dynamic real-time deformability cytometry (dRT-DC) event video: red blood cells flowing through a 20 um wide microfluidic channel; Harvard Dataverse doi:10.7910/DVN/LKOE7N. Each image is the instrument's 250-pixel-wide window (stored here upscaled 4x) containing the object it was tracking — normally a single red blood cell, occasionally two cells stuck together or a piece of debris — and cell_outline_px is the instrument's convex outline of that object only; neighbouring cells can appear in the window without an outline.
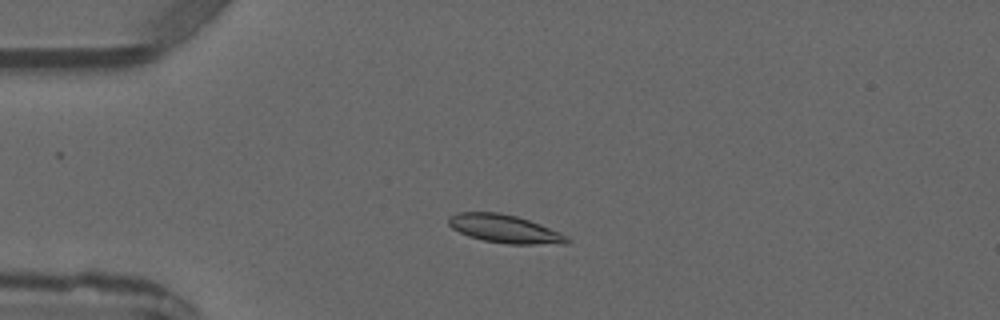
{"species": "common noctule bat (a hibernating species)", "species_latin": "Nyctalus noctula", "temperature_condition": "warm", "stored_images_in_passage": 4, "camera_frame_rate_fps": 3000, "um_per_image_px": 0.085, "animal": {"sex": "male", "forearm_length_mm": 52.5}, "frame": {"image": 1, "passage_image": 3, "time_ms": 2.333, "image_size_px": [1000, 320], "cell_outline_px": [[572, 240], [568, 244], [508, 244], [484, 240], [468, 236], [452, 228], [448, 224], [448, 216], [456, 212], [500, 212], [516, 216], [540, 224], [560, 232], [568, 236]], "centroid_in_image_um": [42.91, 19.45], "position_along_channel_um": 42.1, "area_um2": 19.59}}